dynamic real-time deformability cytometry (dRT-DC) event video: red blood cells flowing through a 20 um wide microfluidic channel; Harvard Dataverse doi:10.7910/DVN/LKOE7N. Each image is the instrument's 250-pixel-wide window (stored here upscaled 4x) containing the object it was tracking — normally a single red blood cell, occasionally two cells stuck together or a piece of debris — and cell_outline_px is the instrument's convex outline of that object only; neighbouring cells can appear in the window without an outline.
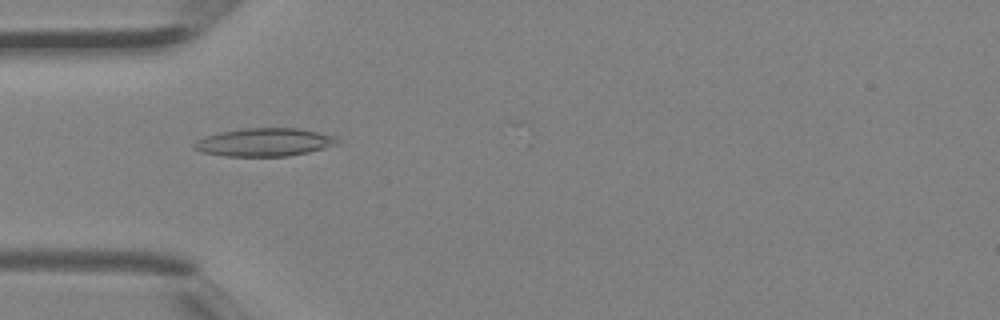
{"species": "Egyptian fruit bat (a non-hibernating species)", "species_latin": "Rousettus aegyptiacus", "temperature_condition": "room temperature", "stored_images_in_passage": 4, "camera_frame_rate_fps": 3000, "um_per_image_px": 0.085, "animal": {"sex": "female"}, "frame": {"image": 1, "passage_image": 3, "time_ms": 0.667, "image_size_px": [1000, 320], "cell_outline_px": [[340, 144], [308, 152], [288, 156], [224, 156], [200, 152], [192, 148], [192, 144], [208, 136], [220, 132], [248, 128], [296, 128], [336, 136]], "centroid_in_image_um": [22.49, 12.1], "position_along_channel_um": 62.5, "area_um2": 23.29}}